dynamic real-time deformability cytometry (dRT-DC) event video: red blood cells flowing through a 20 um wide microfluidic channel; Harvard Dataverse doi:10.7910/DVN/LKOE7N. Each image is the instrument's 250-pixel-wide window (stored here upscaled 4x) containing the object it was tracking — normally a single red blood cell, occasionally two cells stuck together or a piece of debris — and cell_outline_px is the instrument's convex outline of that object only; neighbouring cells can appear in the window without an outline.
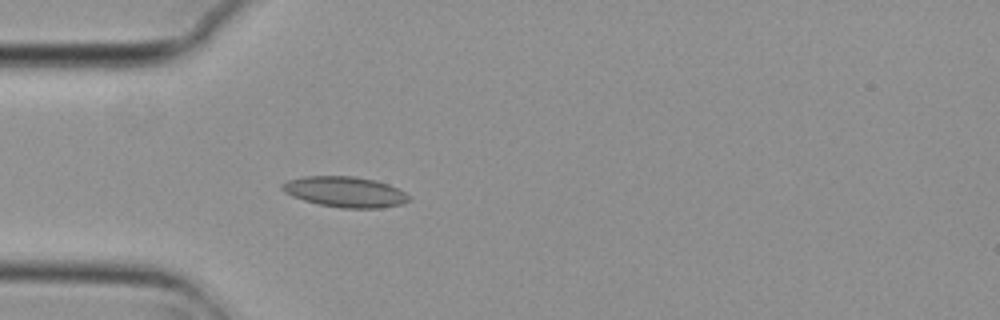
{"species": "common noctule bat (a hibernating species)", "species_latin": "Nyctalus noctula", "temperature_condition": "cold", "stored_images_in_passage": 3, "camera_frame_rate_fps": 3000, "um_per_image_px": 0.085, "animal": {"sex": "female", "body_mass_g": 29.2, "forearm_length_mm": 56.3}, "frame": {"image": 1, "passage_image": 3, "time_ms": 0.667, "image_size_px": [1000, 320], "cell_outline_px": [[412, 200], [404, 204], [380, 208], [340, 208], [320, 204], [304, 200], [292, 196], [284, 192], [280, 188], [280, 184], [288, 180], [304, 176], [356, 176], [376, 180], [388, 184], [412, 196]], "centroid_in_image_um": [29.36, 16.31], "position_along_channel_um": 55.6, "area_um2": 22.83}}